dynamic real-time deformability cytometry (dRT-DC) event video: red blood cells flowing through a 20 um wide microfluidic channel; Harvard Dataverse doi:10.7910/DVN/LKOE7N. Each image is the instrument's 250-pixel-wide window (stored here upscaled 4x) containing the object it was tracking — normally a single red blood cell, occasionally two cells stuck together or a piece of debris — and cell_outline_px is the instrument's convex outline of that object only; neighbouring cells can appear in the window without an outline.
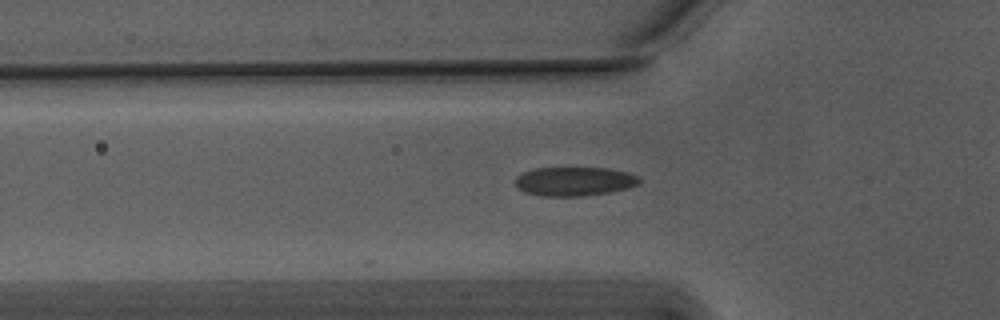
{"species": "Egyptian fruit bat (a non-hibernating species)", "species_latin": "Rousettus aegyptiacus", "temperature_condition": "warm", "stored_images_in_passage": 11, "camera_frame_rate_fps": 3000, "um_per_image_px": 0.085, "animal": {"sex": "male"}, "frame": {"image": 1, "passage_image": 4, "time_ms": 1.0, "image_size_px": [1000, 320], "cell_outline_px": [[640, 180], [636, 184], [624, 188], [608, 192], [580, 196], [544, 196], [524, 192], [516, 184], [516, 176], [524, 172], [536, 168], [608, 168], [628, 172], [640, 176]], "centroid_in_image_um": [48.81, 15.4], "position_along_channel_um": 77.0, "area_um2": 20.63}}
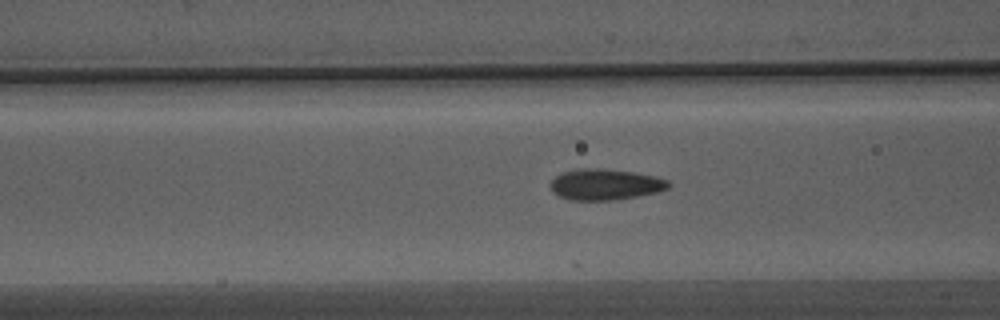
{"frame": {"image": 2, "passage_image": 7, "time_ms": 2.0, "image_size_px": [1000, 320], "cell_outline_px": [[672, 184], [668, 188], [656, 192], [636, 196], [612, 200], [568, 200], [552, 192], [552, 180], [556, 176], [564, 172], [588, 168], [596, 168], [632, 172], [652, 176], [668, 180]], "centroid_in_image_um": [51.45, 15.69], "position_along_channel_um": 115.1, "area_um2": 20.87}}
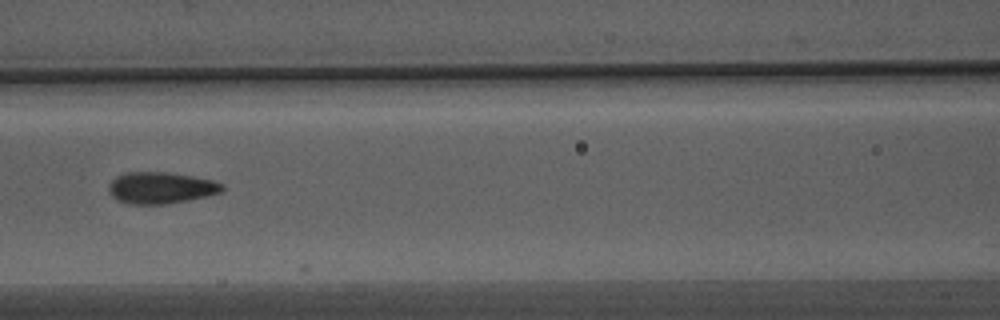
{"frame": {"image": 3, "passage_image": 10, "time_ms": 3.0, "image_size_px": [1000, 320], "cell_outline_px": [[224, 188], [220, 192], [208, 196], [168, 204], [128, 204], [116, 200], [108, 192], [108, 184], [116, 176], [124, 172], [168, 172], [192, 176], [212, 180], [224, 184]], "centroid_in_image_um": [13.64, 15.97], "position_along_channel_um": 153.0, "area_um2": 21.1}}